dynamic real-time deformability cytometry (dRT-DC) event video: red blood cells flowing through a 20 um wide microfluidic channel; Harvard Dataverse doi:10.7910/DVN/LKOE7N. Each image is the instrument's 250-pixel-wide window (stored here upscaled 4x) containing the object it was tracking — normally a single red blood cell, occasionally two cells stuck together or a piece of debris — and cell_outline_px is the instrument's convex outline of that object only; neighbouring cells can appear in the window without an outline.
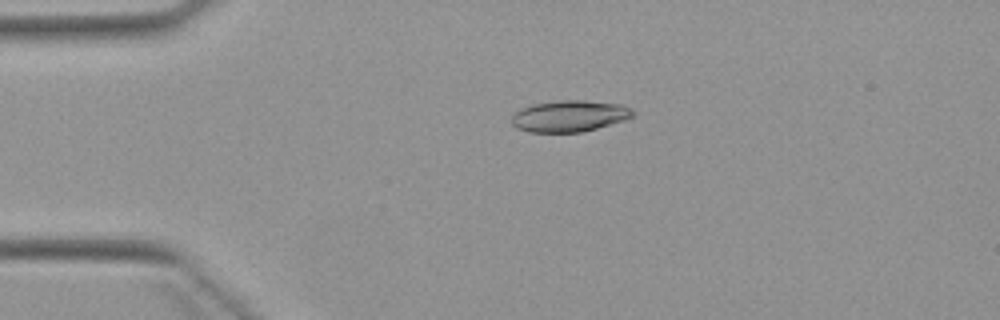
{"species": "Egyptian fruit bat (a non-hibernating species)", "species_latin": "Rousettus aegyptiacus", "temperature_condition": "warm", "stored_images_in_passage": 2, "camera_frame_rate_fps": 3000, "um_per_image_px": 0.085, "animal": {"sex": "female"}, "frame": {"image": 1, "passage_image": 2, "time_ms": 3.667, "image_size_px": [1000, 320], "cell_outline_px": [[636, 116], [624, 120], [596, 128], [580, 132], [528, 132], [516, 128], [512, 124], [512, 116], [520, 108], [536, 104], [560, 100], [584, 100], [624, 104], [632, 108], [636, 112]], "centroid_in_image_um": [48.45, 9.86], "position_along_channel_um": 36.5, "area_um2": 22.31}}